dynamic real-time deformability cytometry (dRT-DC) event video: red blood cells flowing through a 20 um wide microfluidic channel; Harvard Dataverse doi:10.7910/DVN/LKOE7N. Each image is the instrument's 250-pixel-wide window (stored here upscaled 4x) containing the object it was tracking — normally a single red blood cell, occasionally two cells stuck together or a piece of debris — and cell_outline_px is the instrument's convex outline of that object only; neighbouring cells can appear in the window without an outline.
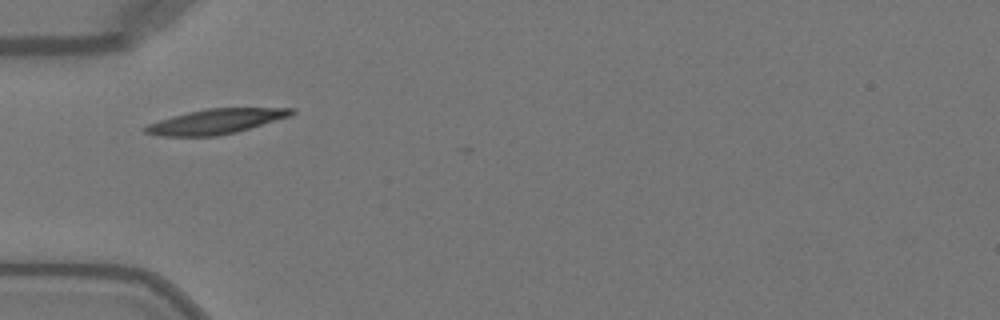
{"species": "Egyptian fruit bat (a non-hibernating species)", "species_latin": "Rousettus aegyptiacus", "temperature_condition": "warm", "stored_images_in_passage": 35, "camera_frame_rate_fps": 3000, "um_per_image_px": 0.085, "animal": {"sex": "female"}, "frame": {"image": 1, "passage_image": 1, "time_ms": 0.0, "image_size_px": [1000, 320], "cell_outline_px": [[296, 112], [292, 116], [236, 132], [216, 136], [160, 136], [144, 132], [144, 128], [148, 124], [172, 116], [188, 112], [208, 108], [296, 108]], "centroid_in_image_um": [18.4, 10.32], "position_along_channel_um": 66.6, "area_um2": 21.15}}
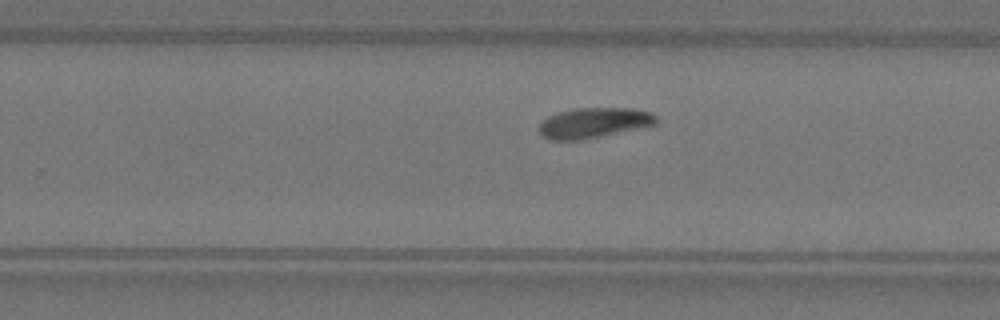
{"frame": {"image": 2, "passage_image": 17, "time_ms": 5.333, "image_size_px": [1000, 320], "cell_outline_px": [[656, 124], [580, 140], [552, 140], [544, 136], [540, 132], [540, 124], [548, 116], [560, 112], [576, 108], [632, 108], [648, 112], [656, 116]], "centroid_in_image_um": [50.46, 10.43], "position_along_channel_um": 279.3, "area_um2": 20.11}}
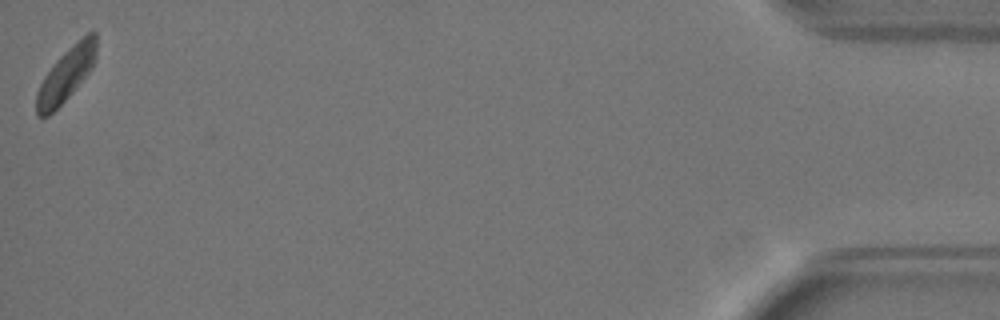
{"frame": {"image": 3, "passage_image": 35, "time_ms": 11.333, "image_size_px": [1000, 320], "cell_outline_px": [[96, 60], [92, 68], [72, 92], [48, 116], [36, 116], [36, 92], [44, 76], [56, 60], [64, 52], [88, 32], [96, 32]], "centroid_in_image_um": [5.62, 6.33], "position_along_channel_um": 429.6, "area_um2": 18.38}, "authors_computed_cell_mechanics": {"area_um2": 20.0566, "velocity_mm_per_s": 4.0188, "shape_relaxation_time_tau1_ms": 2.1132, "shape_relaxation_time_tau2_ms": null, "deformation_change_tau1": 0.1135, "deformation_change_tau2": null}}